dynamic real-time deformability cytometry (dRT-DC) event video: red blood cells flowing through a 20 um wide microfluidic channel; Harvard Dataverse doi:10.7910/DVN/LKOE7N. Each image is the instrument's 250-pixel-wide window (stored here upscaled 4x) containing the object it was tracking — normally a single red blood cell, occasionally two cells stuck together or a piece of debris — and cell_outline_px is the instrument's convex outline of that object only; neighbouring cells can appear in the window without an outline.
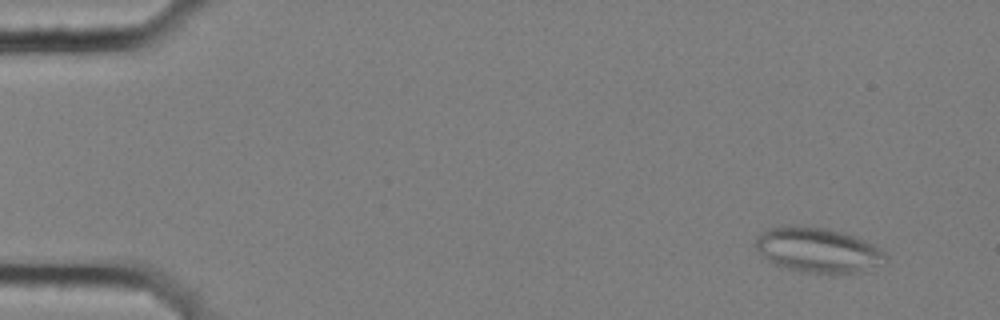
{"species": "common noctule bat (a hibernating species)", "species_latin": "Nyctalus noctula", "temperature_condition": "cold", "stored_images_in_passage": 6, "camera_frame_rate_fps": 3000, "um_per_image_px": 0.085, "animal": {"sex": "female", "body_mass_g": 25.1}, "frame": {"image": 1, "passage_image": 2, "time_ms": 0.333, "image_size_px": [1000, 320], "cell_outline_px": [[888, 264], [860, 272], [828, 276], [800, 272], [772, 264], [752, 244], [756, 236], [768, 228], [788, 224], [828, 228], [844, 232], [864, 240], [880, 248], [888, 256]], "centroid_in_image_um": [69.55, 21.28], "position_along_channel_um": 15.5, "area_um2": 35.43}}